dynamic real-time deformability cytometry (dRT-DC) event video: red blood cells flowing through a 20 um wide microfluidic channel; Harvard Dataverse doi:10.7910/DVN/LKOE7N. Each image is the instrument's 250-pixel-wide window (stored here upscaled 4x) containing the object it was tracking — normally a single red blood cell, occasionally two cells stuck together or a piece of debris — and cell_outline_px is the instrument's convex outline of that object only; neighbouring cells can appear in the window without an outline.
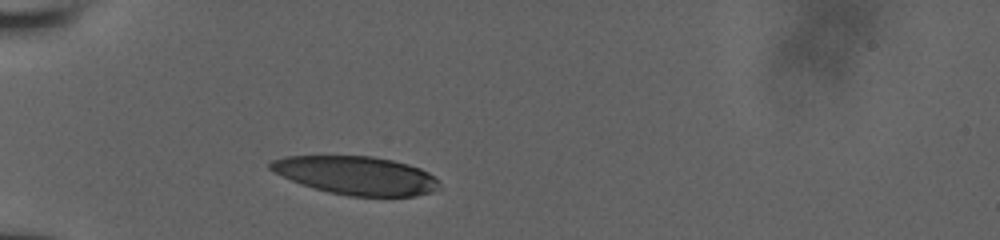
{"species": "human", "species_latin": "Homo sapiens", "temperature_condition": "room temperature", "stored_images_in_passage": 30, "camera_frame_rate_fps": 3000, "um_per_image_px": 0.085, "donor": {"sex": "male"}, "frame": {"image": 1, "passage_image": 1, "time_ms": 0.0, "image_size_px": [1000, 240], "cell_outline_px": [[440, 188], [432, 192], [416, 196], [348, 196], [328, 192], [292, 180], [268, 168], [268, 164], [272, 160], [284, 156], [372, 156], [392, 160], [408, 164], [420, 168], [428, 172], [440, 184]], "centroid_in_image_um": [30.3, 14.91], "position_along_channel_um": 54.7, "area_um2": 37.51}}
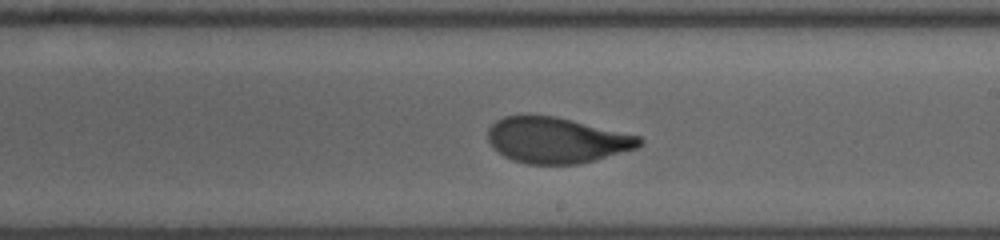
{"frame": {"image": 2, "passage_image": 17, "time_ms": 5.333, "image_size_px": [1000, 240], "cell_outline_px": [[644, 140], [636, 148], [596, 160], [576, 164], [528, 164], [512, 160], [504, 156], [492, 148], [488, 140], [488, 128], [496, 120], [504, 116], [556, 116], [640, 136]], "centroid_in_image_um": [47.29, 11.92], "position_along_channel_um": 241.7, "area_um2": 40.29}}
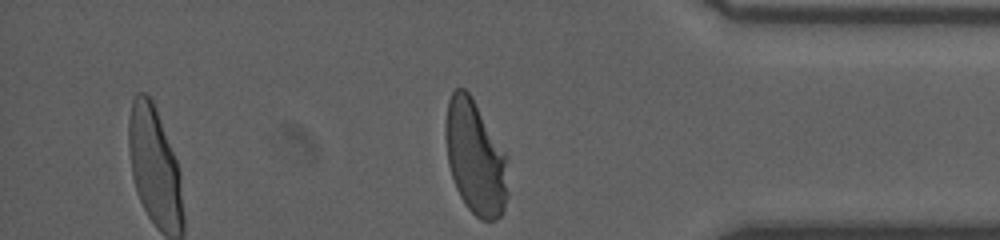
{"frame": {"image": 3, "passage_image": 30, "time_ms": 9.667, "image_size_px": [1000, 240], "cell_outline_px": [[508, 196], [504, 212], [496, 220], [480, 220], [464, 204], [456, 188], [448, 164], [444, 136], [444, 128], [448, 100], [452, 92], [456, 88], [464, 88], [472, 96], [508, 156]], "centroid_in_image_um": [40.42, 13.4], "position_along_channel_um": 394.8, "area_um2": 42.31}, "authors_computed_cell_mechanics": {"area_um2": 41.5582, "velocity_mm_per_s": 3.8918, "shape_relaxation_time_tau1_ms": 4.7339, "shape_relaxation_time_tau2_ms": 0.9099, "deformation_change_tau1": 0.2193, "deformation_change_tau2": 0.0677}}